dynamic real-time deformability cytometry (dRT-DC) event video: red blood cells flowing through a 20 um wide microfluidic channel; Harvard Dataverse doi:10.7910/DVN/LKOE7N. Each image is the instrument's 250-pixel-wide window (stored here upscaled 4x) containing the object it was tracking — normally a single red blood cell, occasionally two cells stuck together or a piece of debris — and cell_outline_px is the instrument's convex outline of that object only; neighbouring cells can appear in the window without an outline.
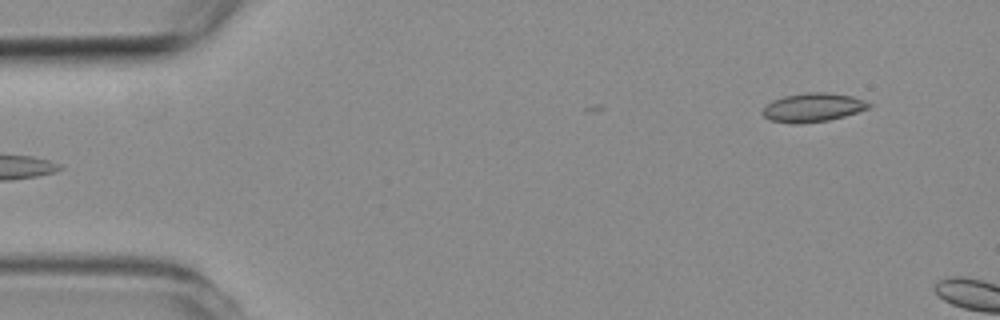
{"species": "common noctule bat (a hibernating species)", "species_latin": "Nyctalus noctula", "temperature_condition": "room temperature", "stored_images_in_passage": 4, "camera_frame_rate_fps": 3000, "um_per_image_px": 0.085, "animal": {"sex": "female", "body_mass_g": 19.3, "forearm_length_mm": 54.1}, "frame": {"image": 1, "passage_image": 4, "time_ms": 3.333, "image_size_px": [1000, 320], "cell_outline_px": [[872, 108], [844, 116], [828, 120], [796, 124], [792, 124], [768, 120], [760, 112], [772, 100], [784, 96], [808, 92], [824, 92], [852, 96], [864, 100], [872, 104]], "centroid_in_image_um": [69.1, 9.14], "position_along_channel_um": 15.9, "area_um2": 17.92}}